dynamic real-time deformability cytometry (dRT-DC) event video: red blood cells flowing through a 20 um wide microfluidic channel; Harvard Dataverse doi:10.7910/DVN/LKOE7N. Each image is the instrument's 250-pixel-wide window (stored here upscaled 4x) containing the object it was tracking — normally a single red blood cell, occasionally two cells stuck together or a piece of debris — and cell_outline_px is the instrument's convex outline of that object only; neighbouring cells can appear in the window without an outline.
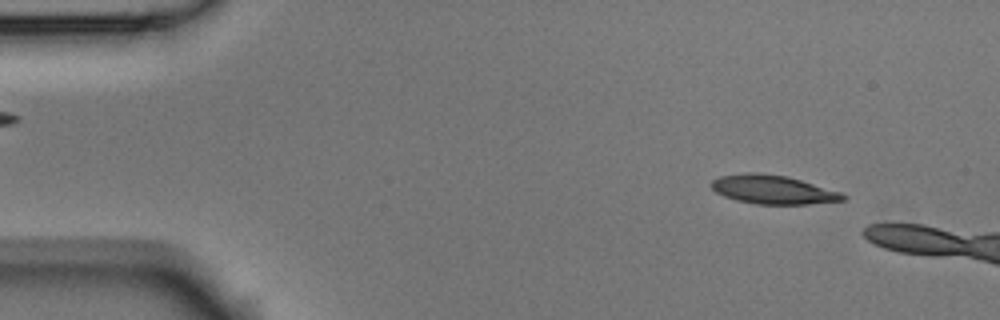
{"species": "Egyptian fruit bat (a non-hibernating species)", "species_latin": "Rousettus aegyptiacus", "temperature_condition": "room temperature", "stored_images_in_passage": 3, "camera_frame_rate_fps": 3000, "um_per_image_px": 0.085, "animal": {"sex": "male"}, "frame": {"image": 1, "passage_image": 1, "time_ms": 0.0, "image_size_px": [1000, 320], "cell_outline_px": [[848, 196], [844, 200], [808, 204], [756, 204], [736, 200], [724, 196], [716, 192], [712, 188], [712, 180], [720, 176], [748, 172], [760, 172], [788, 176], [840, 192]], "centroid_in_image_um": [65.69, 16.11], "position_along_channel_um": 19.3, "area_um2": 22.02}}